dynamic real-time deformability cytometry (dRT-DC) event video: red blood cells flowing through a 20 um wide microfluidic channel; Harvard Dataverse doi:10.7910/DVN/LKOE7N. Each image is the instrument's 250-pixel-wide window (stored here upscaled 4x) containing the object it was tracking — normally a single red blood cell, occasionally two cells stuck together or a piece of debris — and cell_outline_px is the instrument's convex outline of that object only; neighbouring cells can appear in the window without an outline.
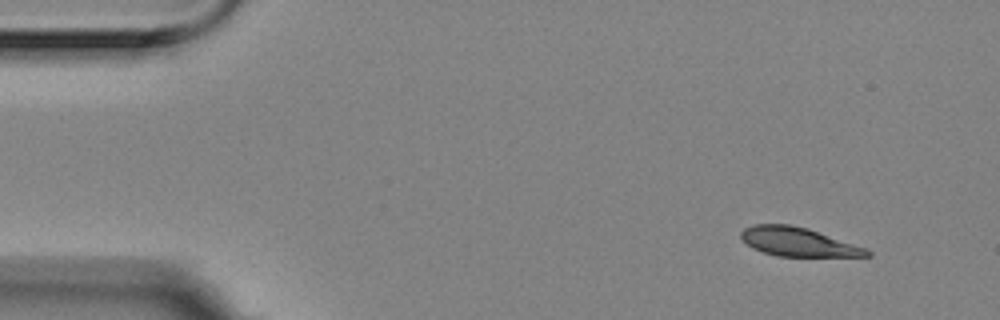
{"species": "Egyptian fruit bat (a non-hibernating species)", "species_latin": "Rousettus aegyptiacus", "temperature_condition": "room temperature", "stored_images_in_passage": 4, "camera_frame_rate_fps": 3000, "um_per_image_px": 0.085, "animal": {"sex": "female"}, "frame": {"image": 1, "passage_image": 1, "time_ms": 0.0, "image_size_px": [1000, 320], "cell_outline_px": [[872, 256], [776, 256], [752, 248], [740, 236], [740, 232], [744, 228], [752, 224], [788, 224], [808, 228], [868, 248], [872, 252]], "centroid_in_image_um": [67.87, 20.55], "position_along_channel_um": 17.1, "area_um2": 21.21}}
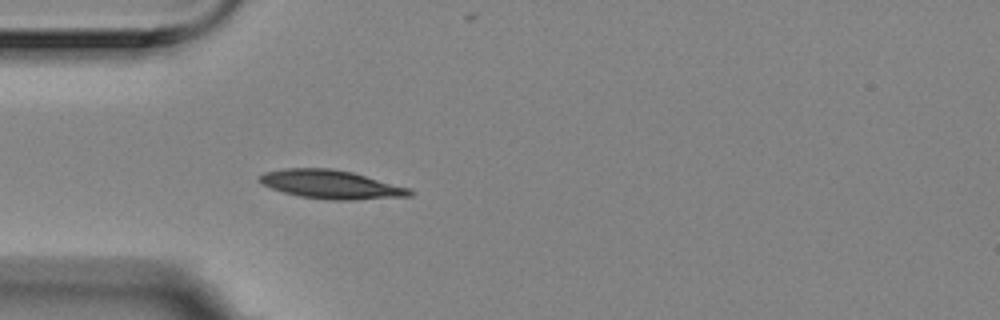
{"frame": {"image": 2, "passage_image": 4, "time_ms": 1.0, "image_size_px": [1000, 320], "cell_outline_px": [[416, 192], [412, 196], [356, 200], [332, 200], [300, 196], [284, 192], [272, 188], [256, 180], [264, 172], [284, 168], [332, 168], [352, 172], [408, 188]], "centroid_in_image_um": [28.15, 15.68], "position_along_channel_um": 56.9, "area_um2": 24.97}}